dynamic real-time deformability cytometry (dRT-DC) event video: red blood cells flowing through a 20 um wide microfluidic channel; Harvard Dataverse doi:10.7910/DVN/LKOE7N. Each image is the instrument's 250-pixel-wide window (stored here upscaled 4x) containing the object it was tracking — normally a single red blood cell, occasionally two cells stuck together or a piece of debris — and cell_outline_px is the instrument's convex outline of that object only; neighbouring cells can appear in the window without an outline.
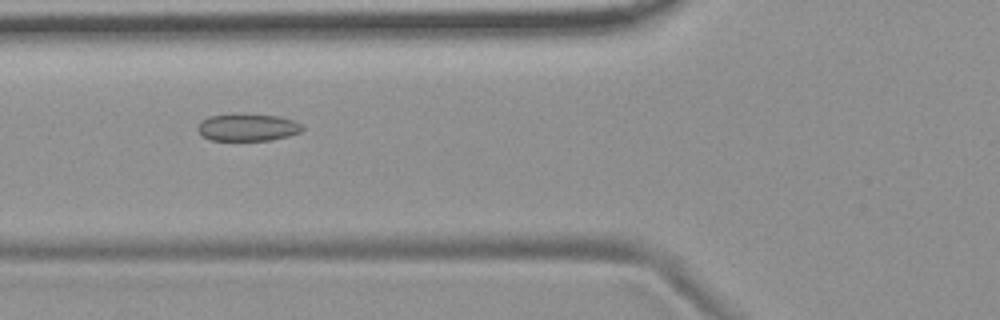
{"species": "common noctule bat (a hibernating species)", "species_latin": "Nyctalus noctula", "temperature_condition": "room temperature", "stored_images_in_passage": 54, "camera_frame_rate_fps": 3000, "um_per_image_px": 0.085, "animal": {"sex": "female", "body_mass_g": 19.9}, "frame": {"image": 1, "passage_image": 20, "time_ms": 6.333, "image_size_px": [1000, 320], "cell_outline_px": [[304, 128], [300, 132], [288, 136], [272, 140], [212, 140], [200, 136], [196, 128], [200, 120], [208, 116], [236, 112], [240, 112], [280, 116], [292, 120], [300, 124]], "centroid_in_image_um": [20.98, 10.79], "position_along_channel_um": 104.8, "area_um2": 17.22}}
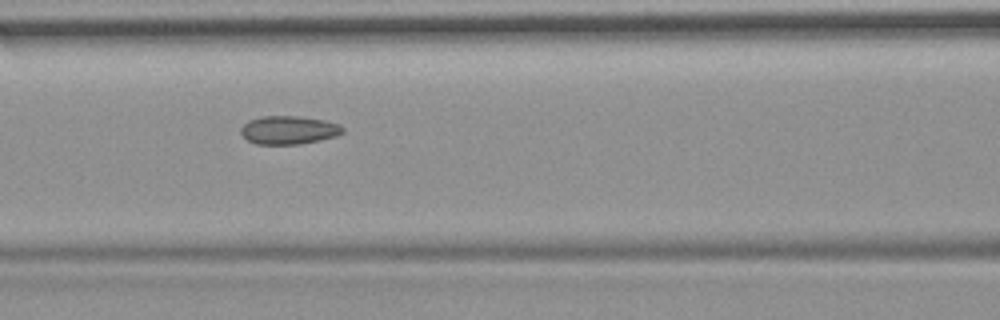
{"frame": {"image": 2, "passage_image": 23, "time_ms": 7.333, "image_size_px": [1000, 320], "cell_outline_px": [[344, 132], [336, 136], [320, 140], [300, 144], [256, 144], [248, 140], [240, 132], [240, 128], [248, 120], [260, 116], [300, 116], [324, 120], [340, 124], [344, 128]], "centroid_in_image_um": [24.55, 11.04], "position_along_channel_um": 142.1, "area_um2": 16.94}}
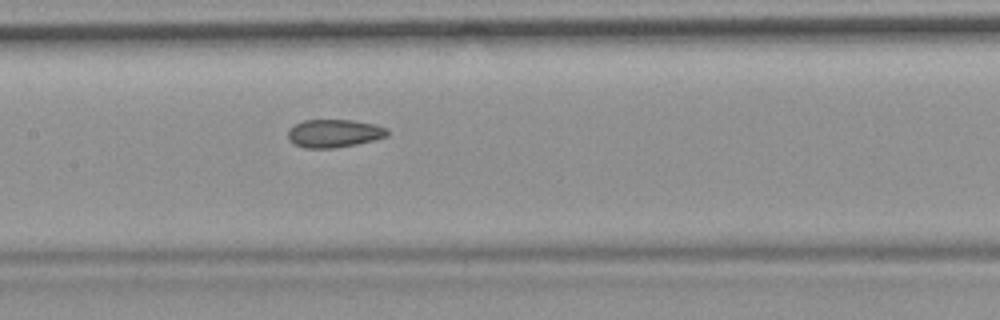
{"frame": {"image": 3, "passage_image": 26, "time_ms": 8.333, "image_size_px": [1000, 320], "cell_outline_px": [[388, 136], [356, 144], [336, 148], [304, 148], [288, 140], [288, 128], [304, 120], [352, 120], [376, 124], [388, 128]], "centroid_in_image_um": [28.4, 11.33], "position_along_channel_um": 179.0, "area_um2": 16.3}, "authors_computed_cell_mechanics": {"area_um2": 17.1666, "velocity_mm_per_s": 3.7053, "shape_relaxation_time_tau1_ms": null, "shape_relaxation_time_tau2_ms": 1.9749, "deformation_change_tau1": null, "deformation_change_tau2": 0.0567}}